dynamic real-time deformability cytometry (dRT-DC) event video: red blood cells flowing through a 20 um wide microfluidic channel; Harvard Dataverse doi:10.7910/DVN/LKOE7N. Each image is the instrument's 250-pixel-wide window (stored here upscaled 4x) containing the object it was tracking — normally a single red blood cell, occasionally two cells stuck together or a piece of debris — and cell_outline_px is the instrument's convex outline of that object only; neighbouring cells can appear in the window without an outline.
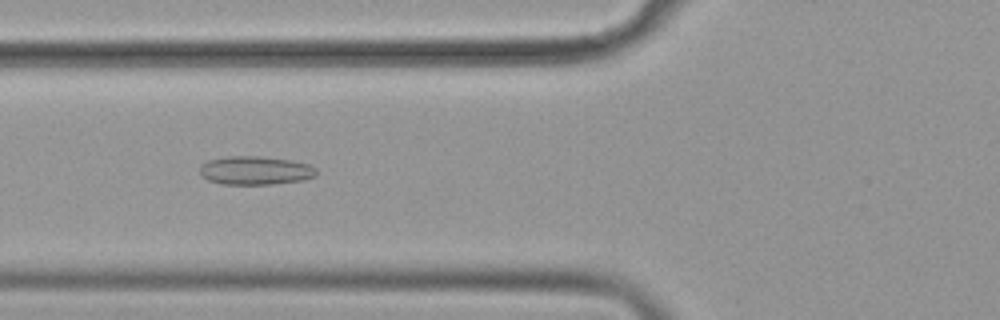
{"species": "common noctule bat (a hibernating species)", "species_latin": "Nyctalus noctula", "temperature_condition": "cold", "stored_images_in_passage": 41, "camera_frame_rate_fps": 3000, "um_per_image_px": 0.085, "animal": {"sex": "female", "body_mass_g": 19.9}, "frame": {"image": 1, "passage_image": 6, "time_ms": 1.667, "image_size_px": [1000, 320], "cell_outline_px": [[316, 176], [304, 180], [272, 184], [220, 184], [208, 180], [200, 176], [200, 168], [208, 160], [228, 156], [260, 156], [288, 160], [308, 164], [316, 168]], "centroid_in_image_um": [21.69, 14.5], "position_along_channel_um": 104.1, "area_um2": 19.36}}
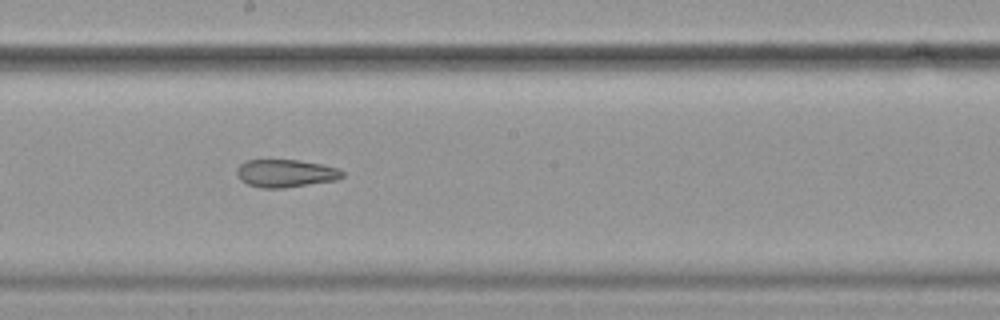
{"frame": {"image": 2, "passage_image": 16, "time_ms": 5.0, "image_size_px": [1000, 320], "cell_outline_px": [[344, 176], [336, 180], [284, 188], [260, 188], [248, 184], [240, 180], [236, 172], [240, 164], [248, 160], [300, 160], [320, 164], [336, 168], [344, 172]], "centroid_in_image_um": [24.27, 14.74], "position_along_channel_um": 223.9, "area_um2": 16.99}}
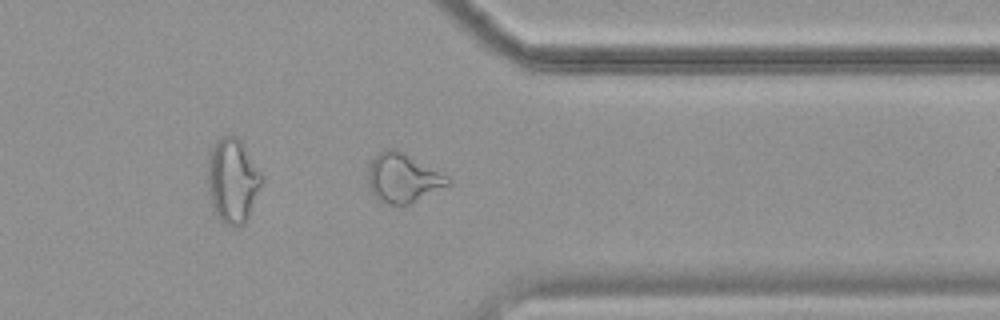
{"frame": {"image": 3, "passage_image": 29, "time_ms": 9.333, "image_size_px": [1000, 320], "cell_outline_px": [[452, 184], [412, 204], [400, 208], [376, 200], [368, 184], [368, 164], [380, 152], [388, 148], [396, 148], [404, 152], [452, 180]], "centroid_in_image_um": [34.23, 15.19], "position_along_channel_um": 377.2, "area_um2": 23.24}, "authors_computed_cell_mechanics": {"area_um2": 19.363, "velocity_mm_per_s": 3.5982, "shape_relaxation_time_tau1_ms": null, "shape_relaxation_time_tau2_ms": 4.7167, "deformation_change_tau1": null, "deformation_change_tau2": 0.1182}}